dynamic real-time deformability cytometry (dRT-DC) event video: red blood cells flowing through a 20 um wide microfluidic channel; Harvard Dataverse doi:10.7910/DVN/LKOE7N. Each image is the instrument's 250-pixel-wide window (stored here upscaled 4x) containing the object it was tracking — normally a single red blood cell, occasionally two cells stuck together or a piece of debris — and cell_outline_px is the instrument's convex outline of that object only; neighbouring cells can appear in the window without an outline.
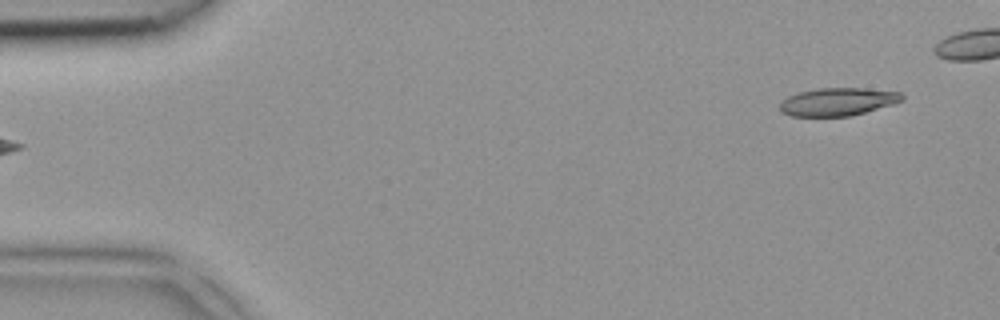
{"species": "common noctule bat (a hibernating species)", "species_latin": "Nyctalus noctula", "temperature_condition": "room temperature", "stored_images_in_passage": 4, "segment_of_instrument_passage": [2, 2], "camera_frame_rate_fps": 3000, "um_per_image_px": 0.085, "animal": {"sex": "female", "body_mass_g": 18.4}, "frame": {"image": 1, "passage_image": 4, "time_ms": 1.0, "image_size_px": [1000, 320], "cell_outline_px": [[904, 100], [892, 104], [852, 116], [792, 116], [780, 112], [780, 100], [796, 92], [816, 88], [864, 88], [900, 92], [904, 96]], "centroid_in_image_um": [71.17, 8.64], "position_along_channel_um": 13.8, "area_um2": 20.06}}